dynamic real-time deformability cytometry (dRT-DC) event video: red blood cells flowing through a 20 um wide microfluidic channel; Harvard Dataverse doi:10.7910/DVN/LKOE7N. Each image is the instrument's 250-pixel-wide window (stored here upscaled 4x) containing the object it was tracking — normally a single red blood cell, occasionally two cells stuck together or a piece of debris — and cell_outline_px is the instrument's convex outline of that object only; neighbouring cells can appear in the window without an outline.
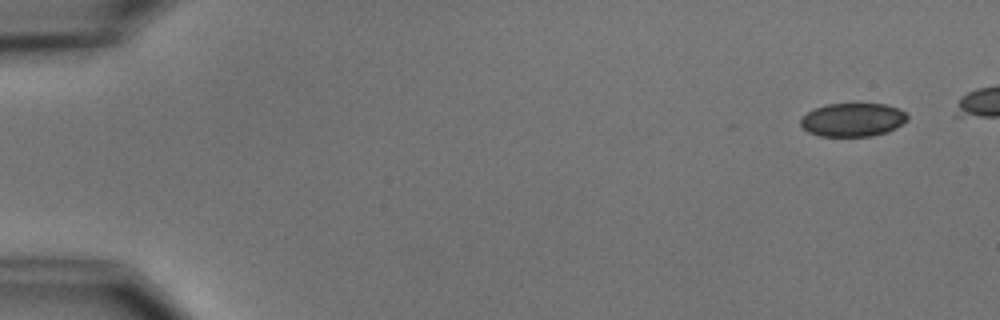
{"species": "common noctule bat (a hibernating species)", "species_latin": "Nyctalus noctula", "temperature_condition": "cold", "stored_images_in_passage": 5, "camera_frame_rate_fps": 3000, "um_per_image_px": 0.085, "animal": {"sex": "male", "body_mass_g": 15.6}, "frame": {"image": 1, "passage_image": 1, "time_ms": 0.0, "image_size_px": [1000, 320], "cell_outline_px": [[908, 120], [896, 128], [888, 132], [872, 136], [820, 136], [808, 132], [800, 124], [800, 120], [808, 112], [816, 108], [828, 104], [884, 104], [900, 108], [908, 116]], "centroid_in_image_um": [72.52, 10.19], "position_along_channel_um": 12.5, "area_um2": 20.81}}